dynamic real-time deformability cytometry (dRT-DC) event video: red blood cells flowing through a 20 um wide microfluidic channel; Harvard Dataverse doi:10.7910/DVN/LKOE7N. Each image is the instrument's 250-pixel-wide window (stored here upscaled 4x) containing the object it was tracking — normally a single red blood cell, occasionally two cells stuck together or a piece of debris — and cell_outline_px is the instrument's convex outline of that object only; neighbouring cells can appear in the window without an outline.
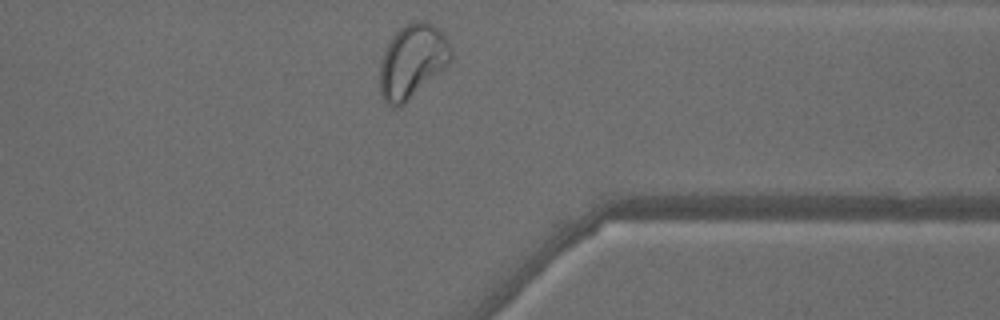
{"species": "common noctule bat (a hibernating species)", "species_latin": "Nyctalus noctula", "temperature_condition": "warm", "stored_images_in_passage": 31, "camera_frame_rate_fps": 3000, "um_per_image_px": 0.085, "animal": {"sex": "male", "body_mass_g": 18.8}, "frame": {"image": 1, "passage_image": 31, "time_ms": 10.0, "image_size_px": [1000, 320], "cell_outline_px": [[452, 60], [448, 64], [404, 104], [396, 108], [392, 108], [384, 100], [380, 92], [380, 64], [384, 52], [392, 36], [404, 24], [412, 20], [424, 20], [440, 28], [444, 32], [452, 44]], "centroid_in_image_um": [35.08, 5.16], "position_along_channel_um": 376.3, "area_um2": 30.87}, "authors_computed_cell_mechanics": {"area_um2": 25.8944, "velocity_mm_per_s": 4.0999, "shape_relaxation_time_tau1_ms": null, "shape_relaxation_time_tau2_ms": 0.9118, "deformation_change_tau1": null, "deformation_change_tau2": 0.0637}}